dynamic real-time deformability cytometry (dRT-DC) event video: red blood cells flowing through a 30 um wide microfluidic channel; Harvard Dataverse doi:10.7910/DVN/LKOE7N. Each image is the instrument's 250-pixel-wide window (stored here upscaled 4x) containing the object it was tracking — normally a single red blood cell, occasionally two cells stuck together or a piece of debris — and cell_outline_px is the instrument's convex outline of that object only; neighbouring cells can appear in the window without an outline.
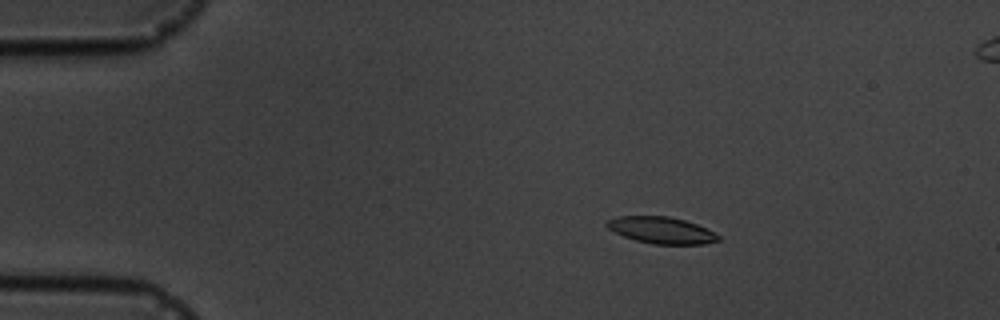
{"species": "common noctule bat (a hibernating species)", "species_latin": "Nyctalus noctula", "temperature_condition": "cold", "stored_images_in_passage": 6, "segment_of_instrument_passage": [1, 2], "camera_frame_rate_fps": 3000, "um_per_image_px": 0.085, "animal": {"sex": "male", "body_mass_g": 19.5, "forearm_length_mm": 54.6}, "frame": {"image": 1, "passage_image": 3, "time_ms": 2.333, "image_size_px": [1000, 320], "cell_outline_px": [[720, 240], [704, 244], [652, 244], [636, 240], [624, 236], [608, 228], [604, 224], [608, 220], [616, 216], [668, 216], [684, 220], [696, 224], [720, 236]], "centroid_in_image_um": [56.19, 19.56], "position_along_channel_um": 28.8, "area_um2": 17.11}}